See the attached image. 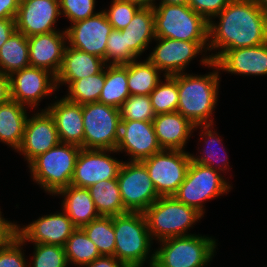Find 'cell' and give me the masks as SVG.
<instances>
[{
	"mask_svg": "<svg viewBox=\"0 0 267 267\" xmlns=\"http://www.w3.org/2000/svg\"><path fill=\"white\" fill-rule=\"evenodd\" d=\"M209 22L208 55L215 62L226 50L252 47L267 42V17L256 0H232ZM220 49V51H219Z\"/></svg>",
	"mask_w": 267,
	"mask_h": 267,
	"instance_id": "1",
	"label": "cell"
},
{
	"mask_svg": "<svg viewBox=\"0 0 267 267\" xmlns=\"http://www.w3.org/2000/svg\"><path fill=\"white\" fill-rule=\"evenodd\" d=\"M200 62L213 70L208 74H177L179 102L177 111L196 125H212L219 93L220 69L209 56L203 54Z\"/></svg>",
	"mask_w": 267,
	"mask_h": 267,
	"instance_id": "2",
	"label": "cell"
},
{
	"mask_svg": "<svg viewBox=\"0 0 267 267\" xmlns=\"http://www.w3.org/2000/svg\"><path fill=\"white\" fill-rule=\"evenodd\" d=\"M113 227L115 232L114 256L125 267H143L146 262L149 267H152L155 252L150 250L153 239L144 213L128 212L113 216ZM147 259L149 260L146 261Z\"/></svg>",
	"mask_w": 267,
	"mask_h": 267,
	"instance_id": "3",
	"label": "cell"
},
{
	"mask_svg": "<svg viewBox=\"0 0 267 267\" xmlns=\"http://www.w3.org/2000/svg\"><path fill=\"white\" fill-rule=\"evenodd\" d=\"M80 149L79 146L60 142L46 153L38 155L28 164L34 182L52 195L68 187Z\"/></svg>",
	"mask_w": 267,
	"mask_h": 267,
	"instance_id": "4",
	"label": "cell"
},
{
	"mask_svg": "<svg viewBox=\"0 0 267 267\" xmlns=\"http://www.w3.org/2000/svg\"><path fill=\"white\" fill-rule=\"evenodd\" d=\"M143 213L150 235L157 241L191 235L188 230L203 217L195 208L185 205L174 196L159 197Z\"/></svg>",
	"mask_w": 267,
	"mask_h": 267,
	"instance_id": "5",
	"label": "cell"
},
{
	"mask_svg": "<svg viewBox=\"0 0 267 267\" xmlns=\"http://www.w3.org/2000/svg\"><path fill=\"white\" fill-rule=\"evenodd\" d=\"M154 250L152 267H206L214 257L217 242L206 235H186L167 238Z\"/></svg>",
	"mask_w": 267,
	"mask_h": 267,
	"instance_id": "6",
	"label": "cell"
},
{
	"mask_svg": "<svg viewBox=\"0 0 267 267\" xmlns=\"http://www.w3.org/2000/svg\"><path fill=\"white\" fill-rule=\"evenodd\" d=\"M155 36L184 41H208L209 23L188 5L153 7Z\"/></svg>",
	"mask_w": 267,
	"mask_h": 267,
	"instance_id": "7",
	"label": "cell"
},
{
	"mask_svg": "<svg viewBox=\"0 0 267 267\" xmlns=\"http://www.w3.org/2000/svg\"><path fill=\"white\" fill-rule=\"evenodd\" d=\"M219 172L191 160L186 177L174 197L204 216V202L227 194L232 188Z\"/></svg>",
	"mask_w": 267,
	"mask_h": 267,
	"instance_id": "8",
	"label": "cell"
},
{
	"mask_svg": "<svg viewBox=\"0 0 267 267\" xmlns=\"http://www.w3.org/2000/svg\"><path fill=\"white\" fill-rule=\"evenodd\" d=\"M86 149H116L121 117L119 109L100 102L82 105Z\"/></svg>",
	"mask_w": 267,
	"mask_h": 267,
	"instance_id": "9",
	"label": "cell"
},
{
	"mask_svg": "<svg viewBox=\"0 0 267 267\" xmlns=\"http://www.w3.org/2000/svg\"><path fill=\"white\" fill-rule=\"evenodd\" d=\"M190 161V153L185 150L162 149L141 162L147 168L158 196L170 197L184 181Z\"/></svg>",
	"mask_w": 267,
	"mask_h": 267,
	"instance_id": "10",
	"label": "cell"
},
{
	"mask_svg": "<svg viewBox=\"0 0 267 267\" xmlns=\"http://www.w3.org/2000/svg\"><path fill=\"white\" fill-rule=\"evenodd\" d=\"M124 208L128 212H144L158 198L157 191L142 162H123L117 177Z\"/></svg>",
	"mask_w": 267,
	"mask_h": 267,
	"instance_id": "11",
	"label": "cell"
},
{
	"mask_svg": "<svg viewBox=\"0 0 267 267\" xmlns=\"http://www.w3.org/2000/svg\"><path fill=\"white\" fill-rule=\"evenodd\" d=\"M156 47L147 57L163 76H172L184 73L187 65L199 53L207 52L208 41H184L169 38L155 37ZM204 49V50H203Z\"/></svg>",
	"mask_w": 267,
	"mask_h": 267,
	"instance_id": "12",
	"label": "cell"
},
{
	"mask_svg": "<svg viewBox=\"0 0 267 267\" xmlns=\"http://www.w3.org/2000/svg\"><path fill=\"white\" fill-rule=\"evenodd\" d=\"M112 152L117 153L116 149L81 148L70 185L89 188L103 180L117 179L123 161L110 156Z\"/></svg>",
	"mask_w": 267,
	"mask_h": 267,
	"instance_id": "13",
	"label": "cell"
},
{
	"mask_svg": "<svg viewBox=\"0 0 267 267\" xmlns=\"http://www.w3.org/2000/svg\"><path fill=\"white\" fill-rule=\"evenodd\" d=\"M11 100L19 104L38 108L46 96L57 91L56 77L47 70L28 66L9 76Z\"/></svg>",
	"mask_w": 267,
	"mask_h": 267,
	"instance_id": "14",
	"label": "cell"
},
{
	"mask_svg": "<svg viewBox=\"0 0 267 267\" xmlns=\"http://www.w3.org/2000/svg\"><path fill=\"white\" fill-rule=\"evenodd\" d=\"M66 29L69 47L87 52L104 60L106 42L113 30L103 11L73 23Z\"/></svg>",
	"mask_w": 267,
	"mask_h": 267,
	"instance_id": "15",
	"label": "cell"
},
{
	"mask_svg": "<svg viewBox=\"0 0 267 267\" xmlns=\"http://www.w3.org/2000/svg\"><path fill=\"white\" fill-rule=\"evenodd\" d=\"M60 143L54 118L47 110L36 112L27 118L22 142L17 152L22 154L29 164L38 155Z\"/></svg>",
	"mask_w": 267,
	"mask_h": 267,
	"instance_id": "16",
	"label": "cell"
},
{
	"mask_svg": "<svg viewBox=\"0 0 267 267\" xmlns=\"http://www.w3.org/2000/svg\"><path fill=\"white\" fill-rule=\"evenodd\" d=\"M58 16H61L59 0H23L15 18L16 31L26 37L57 31Z\"/></svg>",
	"mask_w": 267,
	"mask_h": 267,
	"instance_id": "17",
	"label": "cell"
},
{
	"mask_svg": "<svg viewBox=\"0 0 267 267\" xmlns=\"http://www.w3.org/2000/svg\"><path fill=\"white\" fill-rule=\"evenodd\" d=\"M77 229L67 214L62 212L39 217L28 225L19 226V238L26 243L65 246L68 238Z\"/></svg>",
	"mask_w": 267,
	"mask_h": 267,
	"instance_id": "18",
	"label": "cell"
},
{
	"mask_svg": "<svg viewBox=\"0 0 267 267\" xmlns=\"http://www.w3.org/2000/svg\"><path fill=\"white\" fill-rule=\"evenodd\" d=\"M161 150L152 122L121 120L117 152L127 153L129 161L141 162Z\"/></svg>",
	"mask_w": 267,
	"mask_h": 267,
	"instance_id": "19",
	"label": "cell"
},
{
	"mask_svg": "<svg viewBox=\"0 0 267 267\" xmlns=\"http://www.w3.org/2000/svg\"><path fill=\"white\" fill-rule=\"evenodd\" d=\"M27 39L30 66L47 70L56 77L67 46L66 30L36 34Z\"/></svg>",
	"mask_w": 267,
	"mask_h": 267,
	"instance_id": "20",
	"label": "cell"
},
{
	"mask_svg": "<svg viewBox=\"0 0 267 267\" xmlns=\"http://www.w3.org/2000/svg\"><path fill=\"white\" fill-rule=\"evenodd\" d=\"M215 63L220 70L234 75H267V42L226 50Z\"/></svg>",
	"mask_w": 267,
	"mask_h": 267,
	"instance_id": "21",
	"label": "cell"
},
{
	"mask_svg": "<svg viewBox=\"0 0 267 267\" xmlns=\"http://www.w3.org/2000/svg\"><path fill=\"white\" fill-rule=\"evenodd\" d=\"M50 103L45 109L54 118L61 143L83 148L84 125L82 105L68 101L65 97Z\"/></svg>",
	"mask_w": 267,
	"mask_h": 267,
	"instance_id": "22",
	"label": "cell"
},
{
	"mask_svg": "<svg viewBox=\"0 0 267 267\" xmlns=\"http://www.w3.org/2000/svg\"><path fill=\"white\" fill-rule=\"evenodd\" d=\"M153 126L161 149L184 151L195 125L178 111L157 114Z\"/></svg>",
	"mask_w": 267,
	"mask_h": 267,
	"instance_id": "23",
	"label": "cell"
},
{
	"mask_svg": "<svg viewBox=\"0 0 267 267\" xmlns=\"http://www.w3.org/2000/svg\"><path fill=\"white\" fill-rule=\"evenodd\" d=\"M106 65L103 59L67 45L61 69L56 76L57 90L60 85L69 86L75 80L100 73Z\"/></svg>",
	"mask_w": 267,
	"mask_h": 267,
	"instance_id": "24",
	"label": "cell"
},
{
	"mask_svg": "<svg viewBox=\"0 0 267 267\" xmlns=\"http://www.w3.org/2000/svg\"><path fill=\"white\" fill-rule=\"evenodd\" d=\"M64 197L63 211L77 228H82L100 217L88 188L69 185L59 190L54 196Z\"/></svg>",
	"mask_w": 267,
	"mask_h": 267,
	"instance_id": "25",
	"label": "cell"
},
{
	"mask_svg": "<svg viewBox=\"0 0 267 267\" xmlns=\"http://www.w3.org/2000/svg\"><path fill=\"white\" fill-rule=\"evenodd\" d=\"M121 32L125 34L126 49L137 59L156 37L153 8H140Z\"/></svg>",
	"mask_w": 267,
	"mask_h": 267,
	"instance_id": "26",
	"label": "cell"
},
{
	"mask_svg": "<svg viewBox=\"0 0 267 267\" xmlns=\"http://www.w3.org/2000/svg\"><path fill=\"white\" fill-rule=\"evenodd\" d=\"M26 106L9 100L0 105V142L17 151L24 135L28 118Z\"/></svg>",
	"mask_w": 267,
	"mask_h": 267,
	"instance_id": "27",
	"label": "cell"
},
{
	"mask_svg": "<svg viewBox=\"0 0 267 267\" xmlns=\"http://www.w3.org/2000/svg\"><path fill=\"white\" fill-rule=\"evenodd\" d=\"M127 79L128 63L107 64L105 67V83L98 102L119 108L130 96Z\"/></svg>",
	"mask_w": 267,
	"mask_h": 267,
	"instance_id": "28",
	"label": "cell"
},
{
	"mask_svg": "<svg viewBox=\"0 0 267 267\" xmlns=\"http://www.w3.org/2000/svg\"><path fill=\"white\" fill-rule=\"evenodd\" d=\"M30 66L27 37L15 31L0 48V72L12 73Z\"/></svg>",
	"mask_w": 267,
	"mask_h": 267,
	"instance_id": "29",
	"label": "cell"
},
{
	"mask_svg": "<svg viewBox=\"0 0 267 267\" xmlns=\"http://www.w3.org/2000/svg\"><path fill=\"white\" fill-rule=\"evenodd\" d=\"M88 189L100 216H116L128 213L123 205L117 179L100 181Z\"/></svg>",
	"mask_w": 267,
	"mask_h": 267,
	"instance_id": "30",
	"label": "cell"
},
{
	"mask_svg": "<svg viewBox=\"0 0 267 267\" xmlns=\"http://www.w3.org/2000/svg\"><path fill=\"white\" fill-rule=\"evenodd\" d=\"M162 73L148 59L128 63V88L130 95H150L162 79Z\"/></svg>",
	"mask_w": 267,
	"mask_h": 267,
	"instance_id": "31",
	"label": "cell"
},
{
	"mask_svg": "<svg viewBox=\"0 0 267 267\" xmlns=\"http://www.w3.org/2000/svg\"><path fill=\"white\" fill-rule=\"evenodd\" d=\"M213 125H196L194 129L197 130V128H200L201 130V139L204 140V144H206L205 148L202 149L203 151L202 155L200 152L199 156H195L193 154H190L191 160L193 162H197L202 165L209 166L215 170L220 171H225L229 169V162L227 161L228 157L225 155L227 154L224 146L221 147L222 141L220 139L219 134L217 135L216 131H213ZM218 136V137H217ZM221 144V145H220ZM218 145L224 150V156L220 157L221 155L218 154L219 151H217ZM216 147V148H215ZM223 155V154H222ZM221 161V163H220ZM216 162V163H215ZM221 164V165H220ZM223 166V167H222ZM228 167V168H227Z\"/></svg>",
	"mask_w": 267,
	"mask_h": 267,
	"instance_id": "32",
	"label": "cell"
},
{
	"mask_svg": "<svg viewBox=\"0 0 267 267\" xmlns=\"http://www.w3.org/2000/svg\"><path fill=\"white\" fill-rule=\"evenodd\" d=\"M64 248L68 265L75 264L83 267L101 257L97 246L89 239L82 228H77L71 234Z\"/></svg>",
	"mask_w": 267,
	"mask_h": 267,
	"instance_id": "33",
	"label": "cell"
},
{
	"mask_svg": "<svg viewBox=\"0 0 267 267\" xmlns=\"http://www.w3.org/2000/svg\"><path fill=\"white\" fill-rule=\"evenodd\" d=\"M104 83L105 68L100 73L73 81L65 98L81 105L98 102Z\"/></svg>",
	"mask_w": 267,
	"mask_h": 267,
	"instance_id": "34",
	"label": "cell"
},
{
	"mask_svg": "<svg viewBox=\"0 0 267 267\" xmlns=\"http://www.w3.org/2000/svg\"><path fill=\"white\" fill-rule=\"evenodd\" d=\"M89 239L97 246L101 256H114L115 232L113 216H100L82 227Z\"/></svg>",
	"mask_w": 267,
	"mask_h": 267,
	"instance_id": "35",
	"label": "cell"
},
{
	"mask_svg": "<svg viewBox=\"0 0 267 267\" xmlns=\"http://www.w3.org/2000/svg\"><path fill=\"white\" fill-rule=\"evenodd\" d=\"M164 79L165 81L161 80L149 95L156 115L177 111L179 102L177 74L164 76Z\"/></svg>",
	"mask_w": 267,
	"mask_h": 267,
	"instance_id": "36",
	"label": "cell"
},
{
	"mask_svg": "<svg viewBox=\"0 0 267 267\" xmlns=\"http://www.w3.org/2000/svg\"><path fill=\"white\" fill-rule=\"evenodd\" d=\"M118 109L121 120L152 122L156 116L149 95H130Z\"/></svg>",
	"mask_w": 267,
	"mask_h": 267,
	"instance_id": "37",
	"label": "cell"
},
{
	"mask_svg": "<svg viewBox=\"0 0 267 267\" xmlns=\"http://www.w3.org/2000/svg\"><path fill=\"white\" fill-rule=\"evenodd\" d=\"M34 246L32 263H29L28 267H67L63 246L52 244H34Z\"/></svg>",
	"mask_w": 267,
	"mask_h": 267,
	"instance_id": "38",
	"label": "cell"
},
{
	"mask_svg": "<svg viewBox=\"0 0 267 267\" xmlns=\"http://www.w3.org/2000/svg\"><path fill=\"white\" fill-rule=\"evenodd\" d=\"M136 60L126 49L125 34L113 29L106 42L104 61L108 65L127 64Z\"/></svg>",
	"mask_w": 267,
	"mask_h": 267,
	"instance_id": "39",
	"label": "cell"
},
{
	"mask_svg": "<svg viewBox=\"0 0 267 267\" xmlns=\"http://www.w3.org/2000/svg\"><path fill=\"white\" fill-rule=\"evenodd\" d=\"M110 9L102 10L109 23L116 30L124 29L140 9L139 6L122 0H112Z\"/></svg>",
	"mask_w": 267,
	"mask_h": 267,
	"instance_id": "40",
	"label": "cell"
},
{
	"mask_svg": "<svg viewBox=\"0 0 267 267\" xmlns=\"http://www.w3.org/2000/svg\"><path fill=\"white\" fill-rule=\"evenodd\" d=\"M61 15L71 22V24L85 20L94 16L96 0H59Z\"/></svg>",
	"mask_w": 267,
	"mask_h": 267,
	"instance_id": "41",
	"label": "cell"
},
{
	"mask_svg": "<svg viewBox=\"0 0 267 267\" xmlns=\"http://www.w3.org/2000/svg\"><path fill=\"white\" fill-rule=\"evenodd\" d=\"M22 246L24 242L18 237L6 248L0 249V267H28Z\"/></svg>",
	"mask_w": 267,
	"mask_h": 267,
	"instance_id": "42",
	"label": "cell"
},
{
	"mask_svg": "<svg viewBox=\"0 0 267 267\" xmlns=\"http://www.w3.org/2000/svg\"><path fill=\"white\" fill-rule=\"evenodd\" d=\"M231 1L232 0H189L188 6L209 23Z\"/></svg>",
	"mask_w": 267,
	"mask_h": 267,
	"instance_id": "43",
	"label": "cell"
},
{
	"mask_svg": "<svg viewBox=\"0 0 267 267\" xmlns=\"http://www.w3.org/2000/svg\"><path fill=\"white\" fill-rule=\"evenodd\" d=\"M19 225L5 219L0 211V249L9 246L19 236Z\"/></svg>",
	"mask_w": 267,
	"mask_h": 267,
	"instance_id": "44",
	"label": "cell"
},
{
	"mask_svg": "<svg viewBox=\"0 0 267 267\" xmlns=\"http://www.w3.org/2000/svg\"><path fill=\"white\" fill-rule=\"evenodd\" d=\"M19 0H0V19H15Z\"/></svg>",
	"mask_w": 267,
	"mask_h": 267,
	"instance_id": "45",
	"label": "cell"
},
{
	"mask_svg": "<svg viewBox=\"0 0 267 267\" xmlns=\"http://www.w3.org/2000/svg\"><path fill=\"white\" fill-rule=\"evenodd\" d=\"M15 31V19H0V48Z\"/></svg>",
	"mask_w": 267,
	"mask_h": 267,
	"instance_id": "46",
	"label": "cell"
},
{
	"mask_svg": "<svg viewBox=\"0 0 267 267\" xmlns=\"http://www.w3.org/2000/svg\"><path fill=\"white\" fill-rule=\"evenodd\" d=\"M83 267H125L115 256H101Z\"/></svg>",
	"mask_w": 267,
	"mask_h": 267,
	"instance_id": "47",
	"label": "cell"
},
{
	"mask_svg": "<svg viewBox=\"0 0 267 267\" xmlns=\"http://www.w3.org/2000/svg\"><path fill=\"white\" fill-rule=\"evenodd\" d=\"M10 99L9 76L0 72V105L8 102Z\"/></svg>",
	"mask_w": 267,
	"mask_h": 267,
	"instance_id": "48",
	"label": "cell"
},
{
	"mask_svg": "<svg viewBox=\"0 0 267 267\" xmlns=\"http://www.w3.org/2000/svg\"><path fill=\"white\" fill-rule=\"evenodd\" d=\"M126 2H130L139 6L140 8H153L156 5L155 0H122Z\"/></svg>",
	"mask_w": 267,
	"mask_h": 267,
	"instance_id": "49",
	"label": "cell"
},
{
	"mask_svg": "<svg viewBox=\"0 0 267 267\" xmlns=\"http://www.w3.org/2000/svg\"><path fill=\"white\" fill-rule=\"evenodd\" d=\"M189 0H161L159 4L188 5Z\"/></svg>",
	"mask_w": 267,
	"mask_h": 267,
	"instance_id": "50",
	"label": "cell"
},
{
	"mask_svg": "<svg viewBox=\"0 0 267 267\" xmlns=\"http://www.w3.org/2000/svg\"><path fill=\"white\" fill-rule=\"evenodd\" d=\"M256 1L259 4V7L262 10V12L267 17V0H256Z\"/></svg>",
	"mask_w": 267,
	"mask_h": 267,
	"instance_id": "51",
	"label": "cell"
}]
</instances>
